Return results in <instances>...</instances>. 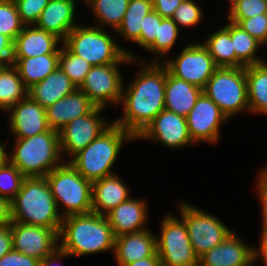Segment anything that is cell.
Returning <instances> with one entry per match:
<instances>
[{"mask_svg": "<svg viewBox=\"0 0 267 266\" xmlns=\"http://www.w3.org/2000/svg\"><path fill=\"white\" fill-rule=\"evenodd\" d=\"M28 96L18 71L13 65L0 66V108L8 110Z\"/></svg>", "mask_w": 267, "mask_h": 266, "instance_id": "30", "label": "cell"}, {"mask_svg": "<svg viewBox=\"0 0 267 266\" xmlns=\"http://www.w3.org/2000/svg\"><path fill=\"white\" fill-rule=\"evenodd\" d=\"M180 211L192 248L198 258L219 245L233 232L215 216L192 205L183 203L180 205Z\"/></svg>", "mask_w": 267, "mask_h": 266, "instance_id": "10", "label": "cell"}, {"mask_svg": "<svg viewBox=\"0 0 267 266\" xmlns=\"http://www.w3.org/2000/svg\"><path fill=\"white\" fill-rule=\"evenodd\" d=\"M118 266L157 254V238L148 229L115 237L114 250Z\"/></svg>", "mask_w": 267, "mask_h": 266, "instance_id": "19", "label": "cell"}, {"mask_svg": "<svg viewBox=\"0 0 267 266\" xmlns=\"http://www.w3.org/2000/svg\"><path fill=\"white\" fill-rule=\"evenodd\" d=\"M168 72L201 89L218 68L208 49L201 43H191L174 60L164 63Z\"/></svg>", "mask_w": 267, "mask_h": 266, "instance_id": "11", "label": "cell"}, {"mask_svg": "<svg viewBox=\"0 0 267 266\" xmlns=\"http://www.w3.org/2000/svg\"><path fill=\"white\" fill-rule=\"evenodd\" d=\"M50 0H14L21 21L25 25H35L41 12L49 4Z\"/></svg>", "mask_w": 267, "mask_h": 266, "instance_id": "41", "label": "cell"}, {"mask_svg": "<svg viewBox=\"0 0 267 266\" xmlns=\"http://www.w3.org/2000/svg\"><path fill=\"white\" fill-rule=\"evenodd\" d=\"M224 28L231 36L236 54V67L257 65L263 62L260 58L254 57L258 47L262 45L258 40L233 22H230Z\"/></svg>", "mask_w": 267, "mask_h": 266, "instance_id": "29", "label": "cell"}, {"mask_svg": "<svg viewBox=\"0 0 267 266\" xmlns=\"http://www.w3.org/2000/svg\"><path fill=\"white\" fill-rule=\"evenodd\" d=\"M258 191L262 203L263 224H267V168L259 175Z\"/></svg>", "mask_w": 267, "mask_h": 266, "instance_id": "47", "label": "cell"}, {"mask_svg": "<svg viewBox=\"0 0 267 266\" xmlns=\"http://www.w3.org/2000/svg\"><path fill=\"white\" fill-rule=\"evenodd\" d=\"M153 10V0H129L124 19L118 33L127 40L140 45L141 25L143 18Z\"/></svg>", "mask_w": 267, "mask_h": 266, "instance_id": "31", "label": "cell"}, {"mask_svg": "<svg viewBox=\"0 0 267 266\" xmlns=\"http://www.w3.org/2000/svg\"><path fill=\"white\" fill-rule=\"evenodd\" d=\"M217 67H236V54L230 33L221 28L211 34L203 44Z\"/></svg>", "mask_w": 267, "mask_h": 266, "instance_id": "32", "label": "cell"}, {"mask_svg": "<svg viewBox=\"0 0 267 266\" xmlns=\"http://www.w3.org/2000/svg\"><path fill=\"white\" fill-rule=\"evenodd\" d=\"M162 18L156 11L152 10L148 15L143 18L140 33V45L148 49L158 36L159 26Z\"/></svg>", "mask_w": 267, "mask_h": 266, "instance_id": "42", "label": "cell"}, {"mask_svg": "<svg viewBox=\"0 0 267 266\" xmlns=\"http://www.w3.org/2000/svg\"><path fill=\"white\" fill-rule=\"evenodd\" d=\"M13 249L11 223L0 226V258Z\"/></svg>", "mask_w": 267, "mask_h": 266, "instance_id": "46", "label": "cell"}, {"mask_svg": "<svg viewBox=\"0 0 267 266\" xmlns=\"http://www.w3.org/2000/svg\"><path fill=\"white\" fill-rule=\"evenodd\" d=\"M228 119L220 108L203 92L194 107L186 116L189 135L192 142L208 141L215 143L219 139L220 125Z\"/></svg>", "mask_w": 267, "mask_h": 266, "instance_id": "14", "label": "cell"}, {"mask_svg": "<svg viewBox=\"0 0 267 266\" xmlns=\"http://www.w3.org/2000/svg\"><path fill=\"white\" fill-rule=\"evenodd\" d=\"M229 21L239 25L261 44L267 43V14H259L247 19H229Z\"/></svg>", "mask_w": 267, "mask_h": 266, "instance_id": "38", "label": "cell"}, {"mask_svg": "<svg viewBox=\"0 0 267 266\" xmlns=\"http://www.w3.org/2000/svg\"><path fill=\"white\" fill-rule=\"evenodd\" d=\"M267 14V0H241L229 10L228 19H247Z\"/></svg>", "mask_w": 267, "mask_h": 266, "instance_id": "40", "label": "cell"}, {"mask_svg": "<svg viewBox=\"0 0 267 266\" xmlns=\"http://www.w3.org/2000/svg\"><path fill=\"white\" fill-rule=\"evenodd\" d=\"M178 30L177 24L171 18H164L160 23L158 36L147 50L156 55H165L176 43Z\"/></svg>", "mask_w": 267, "mask_h": 266, "instance_id": "36", "label": "cell"}, {"mask_svg": "<svg viewBox=\"0 0 267 266\" xmlns=\"http://www.w3.org/2000/svg\"><path fill=\"white\" fill-rule=\"evenodd\" d=\"M202 10L192 0H183L172 16V20L183 27L194 26L201 21Z\"/></svg>", "mask_w": 267, "mask_h": 266, "instance_id": "39", "label": "cell"}, {"mask_svg": "<svg viewBox=\"0 0 267 266\" xmlns=\"http://www.w3.org/2000/svg\"><path fill=\"white\" fill-rule=\"evenodd\" d=\"M10 204L12 222L51 228L59 234L63 216L46 177H26Z\"/></svg>", "mask_w": 267, "mask_h": 266, "instance_id": "3", "label": "cell"}, {"mask_svg": "<svg viewBox=\"0 0 267 266\" xmlns=\"http://www.w3.org/2000/svg\"><path fill=\"white\" fill-rule=\"evenodd\" d=\"M60 38L31 25H25L13 43V58H30L44 54H60L56 48Z\"/></svg>", "mask_w": 267, "mask_h": 266, "instance_id": "21", "label": "cell"}, {"mask_svg": "<svg viewBox=\"0 0 267 266\" xmlns=\"http://www.w3.org/2000/svg\"><path fill=\"white\" fill-rule=\"evenodd\" d=\"M25 178L22 172L10 162L0 168V196L11 201L21 190Z\"/></svg>", "mask_w": 267, "mask_h": 266, "instance_id": "37", "label": "cell"}, {"mask_svg": "<svg viewBox=\"0 0 267 266\" xmlns=\"http://www.w3.org/2000/svg\"><path fill=\"white\" fill-rule=\"evenodd\" d=\"M59 248L69 256H83L114 249L115 236L106 216L97 213L63 217Z\"/></svg>", "mask_w": 267, "mask_h": 266, "instance_id": "2", "label": "cell"}, {"mask_svg": "<svg viewBox=\"0 0 267 266\" xmlns=\"http://www.w3.org/2000/svg\"><path fill=\"white\" fill-rule=\"evenodd\" d=\"M13 249L42 260L58 249V233L51 228L11 222Z\"/></svg>", "mask_w": 267, "mask_h": 266, "instance_id": "15", "label": "cell"}, {"mask_svg": "<svg viewBox=\"0 0 267 266\" xmlns=\"http://www.w3.org/2000/svg\"><path fill=\"white\" fill-rule=\"evenodd\" d=\"M183 0H153V10L162 18H172L174 11Z\"/></svg>", "mask_w": 267, "mask_h": 266, "instance_id": "44", "label": "cell"}, {"mask_svg": "<svg viewBox=\"0 0 267 266\" xmlns=\"http://www.w3.org/2000/svg\"><path fill=\"white\" fill-rule=\"evenodd\" d=\"M69 256L65 251L61 250L60 248L56 249L52 254L48 255L47 257L43 258L40 261V266H52V264L58 262V258Z\"/></svg>", "mask_w": 267, "mask_h": 266, "instance_id": "50", "label": "cell"}, {"mask_svg": "<svg viewBox=\"0 0 267 266\" xmlns=\"http://www.w3.org/2000/svg\"><path fill=\"white\" fill-rule=\"evenodd\" d=\"M125 266H162L159 255H152L142 260L126 264Z\"/></svg>", "mask_w": 267, "mask_h": 266, "instance_id": "51", "label": "cell"}, {"mask_svg": "<svg viewBox=\"0 0 267 266\" xmlns=\"http://www.w3.org/2000/svg\"><path fill=\"white\" fill-rule=\"evenodd\" d=\"M56 201L64 205L63 217L92 212V182L84 179L69 163L61 164L46 176Z\"/></svg>", "mask_w": 267, "mask_h": 266, "instance_id": "7", "label": "cell"}, {"mask_svg": "<svg viewBox=\"0 0 267 266\" xmlns=\"http://www.w3.org/2000/svg\"><path fill=\"white\" fill-rule=\"evenodd\" d=\"M140 71L129 88L123 89V118L113 121L135 138L165 109L166 67L156 61Z\"/></svg>", "mask_w": 267, "mask_h": 266, "instance_id": "1", "label": "cell"}, {"mask_svg": "<svg viewBox=\"0 0 267 266\" xmlns=\"http://www.w3.org/2000/svg\"><path fill=\"white\" fill-rule=\"evenodd\" d=\"M16 140L14 151L9 155L10 163L25 177H45L61 165L58 131L49 129L47 132Z\"/></svg>", "mask_w": 267, "mask_h": 266, "instance_id": "5", "label": "cell"}, {"mask_svg": "<svg viewBox=\"0 0 267 266\" xmlns=\"http://www.w3.org/2000/svg\"><path fill=\"white\" fill-rule=\"evenodd\" d=\"M245 76L249 110L267 115V67L263 63L246 66Z\"/></svg>", "mask_w": 267, "mask_h": 266, "instance_id": "28", "label": "cell"}, {"mask_svg": "<svg viewBox=\"0 0 267 266\" xmlns=\"http://www.w3.org/2000/svg\"><path fill=\"white\" fill-rule=\"evenodd\" d=\"M202 89L172 76L167 70L165 109L186 117L201 95Z\"/></svg>", "mask_w": 267, "mask_h": 266, "instance_id": "26", "label": "cell"}, {"mask_svg": "<svg viewBox=\"0 0 267 266\" xmlns=\"http://www.w3.org/2000/svg\"><path fill=\"white\" fill-rule=\"evenodd\" d=\"M262 63L267 67V62L263 61Z\"/></svg>", "mask_w": 267, "mask_h": 266, "instance_id": "54", "label": "cell"}, {"mask_svg": "<svg viewBox=\"0 0 267 266\" xmlns=\"http://www.w3.org/2000/svg\"><path fill=\"white\" fill-rule=\"evenodd\" d=\"M134 138L130 132L112 123L99 137L75 154L69 163L84 179L93 183L113 175L111 168L122 144Z\"/></svg>", "mask_w": 267, "mask_h": 266, "instance_id": "4", "label": "cell"}, {"mask_svg": "<svg viewBox=\"0 0 267 266\" xmlns=\"http://www.w3.org/2000/svg\"><path fill=\"white\" fill-rule=\"evenodd\" d=\"M128 193V188L115 174L93 182L92 212L105 216L120 203L128 200Z\"/></svg>", "mask_w": 267, "mask_h": 266, "instance_id": "24", "label": "cell"}, {"mask_svg": "<svg viewBox=\"0 0 267 266\" xmlns=\"http://www.w3.org/2000/svg\"><path fill=\"white\" fill-rule=\"evenodd\" d=\"M101 25L118 29L123 22L129 0H86Z\"/></svg>", "mask_w": 267, "mask_h": 266, "instance_id": "33", "label": "cell"}, {"mask_svg": "<svg viewBox=\"0 0 267 266\" xmlns=\"http://www.w3.org/2000/svg\"><path fill=\"white\" fill-rule=\"evenodd\" d=\"M64 45L92 66L131 63L135 56L120 47L100 26H75L63 41Z\"/></svg>", "mask_w": 267, "mask_h": 266, "instance_id": "6", "label": "cell"}, {"mask_svg": "<svg viewBox=\"0 0 267 266\" xmlns=\"http://www.w3.org/2000/svg\"><path fill=\"white\" fill-rule=\"evenodd\" d=\"M153 139L166 147L177 148L189 145L186 117L163 109L135 139Z\"/></svg>", "mask_w": 267, "mask_h": 266, "instance_id": "16", "label": "cell"}, {"mask_svg": "<svg viewBox=\"0 0 267 266\" xmlns=\"http://www.w3.org/2000/svg\"><path fill=\"white\" fill-rule=\"evenodd\" d=\"M12 222L11 217V204L10 201L0 196V226L10 224Z\"/></svg>", "mask_w": 267, "mask_h": 266, "instance_id": "48", "label": "cell"}, {"mask_svg": "<svg viewBox=\"0 0 267 266\" xmlns=\"http://www.w3.org/2000/svg\"><path fill=\"white\" fill-rule=\"evenodd\" d=\"M254 249L231 232L223 242L199 257L198 266H252Z\"/></svg>", "mask_w": 267, "mask_h": 266, "instance_id": "18", "label": "cell"}, {"mask_svg": "<svg viewBox=\"0 0 267 266\" xmlns=\"http://www.w3.org/2000/svg\"><path fill=\"white\" fill-rule=\"evenodd\" d=\"M160 239L157 238V254L162 266H198L186 224L183 220L168 215L162 221Z\"/></svg>", "mask_w": 267, "mask_h": 266, "instance_id": "9", "label": "cell"}, {"mask_svg": "<svg viewBox=\"0 0 267 266\" xmlns=\"http://www.w3.org/2000/svg\"><path fill=\"white\" fill-rule=\"evenodd\" d=\"M146 209L145 201L129 198L106 214L114 236L146 230Z\"/></svg>", "mask_w": 267, "mask_h": 266, "instance_id": "23", "label": "cell"}, {"mask_svg": "<svg viewBox=\"0 0 267 266\" xmlns=\"http://www.w3.org/2000/svg\"><path fill=\"white\" fill-rule=\"evenodd\" d=\"M12 65L18 71L25 87L29 89L44 80L59 67V54L13 58Z\"/></svg>", "mask_w": 267, "mask_h": 266, "instance_id": "27", "label": "cell"}, {"mask_svg": "<svg viewBox=\"0 0 267 266\" xmlns=\"http://www.w3.org/2000/svg\"><path fill=\"white\" fill-rule=\"evenodd\" d=\"M262 256L263 264L267 266V224H263L259 249H254V259Z\"/></svg>", "mask_w": 267, "mask_h": 266, "instance_id": "49", "label": "cell"}, {"mask_svg": "<svg viewBox=\"0 0 267 266\" xmlns=\"http://www.w3.org/2000/svg\"><path fill=\"white\" fill-rule=\"evenodd\" d=\"M10 131L17 138H27L47 132L50 128L47 123L46 108L41 107L29 96L11 106Z\"/></svg>", "mask_w": 267, "mask_h": 266, "instance_id": "17", "label": "cell"}, {"mask_svg": "<svg viewBox=\"0 0 267 266\" xmlns=\"http://www.w3.org/2000/svg\"><path fill=\"white\" fill-rule=\"evenodd\" d=\"M14 41L0 33V66L12 65Z\"/></svg>", "mask_w": 267, "mask_h": 266, "instance_id": "45", "label": "cell"}, {"mask_svg": "<svg viewBox=\"0 0 267 266\" xmlns=\"http://www.w3.org/2000/svg\"><path fill=\"white\" fill-rule=\"evenodd\" d=\"M75 1L50 0L34 26L64 41L68 33L77 26L74 23Z\"/></svg>", "mask_w": 267, "mask_h": 266, "instance_id": "22", "label": "cell"}, {"mask_svg": "<svg viewBox=\"0 0 267 266\" xmlns=\"http://www.w3.org/2000/svg\"><path fill=\"white\" fill-rule=\"evenodd\" d=\"M24 26L14 0H0V33L14 41Z\"/></svg>", "mask_w": 267, "mask_h": 266, "instance_id": "35", "label": "cell"}, {"mask_svg": "<svg viewBox=\"0 0 267 266\" xmlns=\"http://www.w3.org/2000/svg\"><path fill=\"white\" fill-rule=\"evenodd\" d=\"M102 110V107H95L90 113L73 119L59 131L61 152L69 153L72 158L112 125L99 116Z\"/></svg>", "mask_w": 267, "mask_h": 266, "instance_id": "13", "label": "cell"}, {"mask_svg": "<svg viewBox=\"0 0 267 266\" xmlns=\"http://www.w3.org/2000/svg\"><path fill=\"white\" fill-rule=\"evenodd\" d=\"M69 77L58 67L44 80L28 89V96L41 107L47 108L76 90Z\"/></svg>", "mask_w": 267, "mask_h": 266, "instance_id": "25", "label": "cell"}, {"mask_svg": "<svg viewBox=\"0 0 267 266\" xmlns=\"http://www.w3.org/2000/svg\"><path fill=\"white\" fill-rule=\"evenodd\" d=\"M119 63L92 66L78 88L96 107L105 108L107 103H121L123 82Z\"/></svg>", "mask_w": 267, "mask_h": 266, "instance_id": "12", "label": "cell"}, {"mask_svg": "<svg viewBox=\"0 0 267 266\" xmlns=\"http://www.w3.org/2000/svg\"><path fill=\"white\" fill-rule=\"evenodd\" d=\"M62 48L59 54V67L76 88H79L92 65L85 59L73 54L65 45Z\"/></svg>", "mask_w": 267, "mask_h": 266, "instance_id": "34", "label": "cell"}, {"mask_svg": "<svg viewBox=\"0 0 267 266\" xmlns=\"http://www.w3.org/2000/svg\"><path fill=\"white\" fill-rule=\"evenodd\" d=\"M95 107L88 96L77 88L46 108L48 126L59 132L70 121L90 113Z\"/></svg>", "mask_w": 267, "mask_h": 266, "instance_id": "20", "label": "cell"}, {"mask_svg": "<svg viewBox=\"0 0 267 266\" xmlns=\"http://www.w3.org/2000/svg\"><path fill=\"white\" fill-rule=\"evenodd\" d=\"M6 144H0V168L6 166L10 162V157L7 152L4 150Z\"/></svg>", "mask_w": 267, "mask_h": 266, "instance_id": "52", "label": "cell"}, {"mask_svg": "<svg viewBox=\"0 0 267 266\" xmlns=\"http://www.w3.org/2000/svg\"><path fill=\"white\" fill-rule=\"evenodd\" d=\"M0 266H40V260L12 249L0 258Z\"/></svg>", "mask_w": 267, "mask_h": 266, "instance_id": "43", "label": "cell"}, {"mask_svg": "<svg viewBox=\"0 0 267 266\" xmlns=\"http://www.w3.org/2000/svg\"><path fill=\"white\" fill-rule=\"evenodd\" d=\"M202 92L227 118L249 109L245 67H218Z\"/></svg>", "mask_w": 267, "mask_h": 266, "instance_id": "8", "label": "cell"}, {"mask_svg": "<svg viewBox=\"0 0 267 266\" xmlns=\"http://www.w3.org/2000/svg\"><path fill=\"white\" fill-rule=\"evenodd\" d=\"M239 1H241V0H230V2H231L230 9H231L235 4H237Z\"/></svg>", "mask_w": 267, "mask_h": 266, "instance_id": "53", "label": "cell"}]
</instances>
